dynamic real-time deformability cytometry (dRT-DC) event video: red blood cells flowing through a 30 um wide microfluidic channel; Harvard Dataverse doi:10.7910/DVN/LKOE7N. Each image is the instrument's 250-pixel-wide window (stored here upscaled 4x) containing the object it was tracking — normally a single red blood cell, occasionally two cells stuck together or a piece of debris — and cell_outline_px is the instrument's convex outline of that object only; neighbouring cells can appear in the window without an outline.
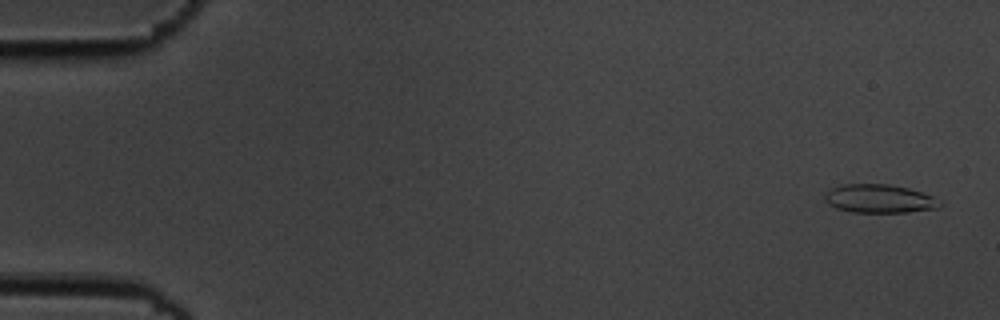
{"species": "common noctule bat (a hibernating species)", "species_latin": "Nyctalus noctula", "temperature_condition": "cold", "stored_images_in_passage": 5, "camera_frame_rate_fps": 3000, "um_per_image_px": 0.085, "animal": {"sex": "male", "body_mass_g": 19.5, "forearm_length_mm": 54.6}, "frame": {"image": 1, "passage_image": 1, "time_ms": 0.0, "image_size_px": [1000, 320], "cell_outline_px": [[944, 204], [940, 208], [908, 212], [852, 212], [836, 208], [828, 204], [824, 200], [824, 192], [832, 188], [844, 184], [888, 184], [908, 188], [932, 196], [940, 200]], "centroid_in_image_um": [74.75, 16.89], "position_along_channel_um": 10.3, "area_um2": 19.25}}